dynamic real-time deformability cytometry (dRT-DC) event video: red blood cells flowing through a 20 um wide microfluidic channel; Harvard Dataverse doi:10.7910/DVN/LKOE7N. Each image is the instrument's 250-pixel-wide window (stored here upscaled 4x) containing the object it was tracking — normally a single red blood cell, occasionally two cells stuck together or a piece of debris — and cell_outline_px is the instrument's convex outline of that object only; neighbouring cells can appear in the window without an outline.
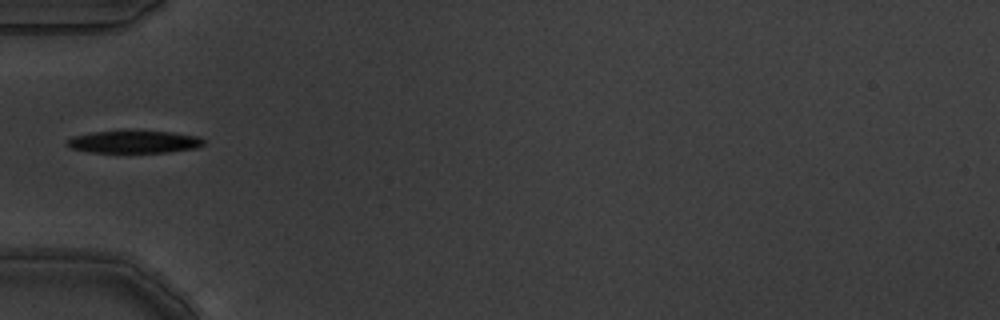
{"species": "common noctule bat (a hibernating species)", "species_latin": "Nyctalus noctula", "temperature_condition": "warm", "stored_images_in_passage": 5, "camera_frame_rate_fps": 3000, "um_per_image_px": 0.085, "animal": {"sex": "male", "body_mass_g": 19.5, "forearm_length_mm": 54.6}, "frame": {"image": 1, "passage_image": 5, "time_ms": 1.333, "image_size_px": [1000, 320], "cell_outline_px": [[204, 144], [196, 148], [168, 152], [92, 152], [72, 148], [68, 144], [68, 140], [72, 136], [92, 132], [128, 128], [172, 132], [200, 136], [204, 140]], "centroid_in_image_um": [11.44, 12.0], "position_along_channel_um": 73.6, "area_um2": 18.55}}